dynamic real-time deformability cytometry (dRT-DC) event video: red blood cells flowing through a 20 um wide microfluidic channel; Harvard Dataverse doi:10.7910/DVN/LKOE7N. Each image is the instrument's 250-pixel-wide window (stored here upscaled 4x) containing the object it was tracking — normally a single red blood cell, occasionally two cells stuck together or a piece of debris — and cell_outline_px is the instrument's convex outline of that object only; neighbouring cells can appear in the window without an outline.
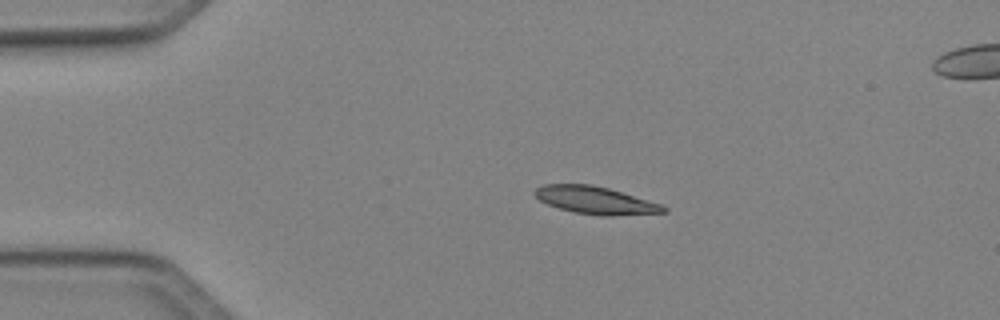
{"species": "Egyptian fruit bat (a non-hibernating species)", "species_latin": "Rousettus aegyptiacus", "temperature_condition": "cold", "stored_images_in_passage": 40, "camera_frame_rate_fps": 3000, "um_per_image_px": 0.085, "animal": {"sex": "female"}, "frame": {"image": 1, "passage_image": 1, "time_ms": 0.0, "image_size_px": [1000, 320], "cell_outline_px": [[668, 212], [608, 216], [604, 216], [572, 212], [548, 204], [540, 200], [532, 192], [536, 188], [544, 184], [592, 184], [608, 188], [660, 204], [668, 208]], "centroid_in_image_um": [50.59, 17.02], "position_along_channel_um": 34.4, "area_um2": 20.46}}
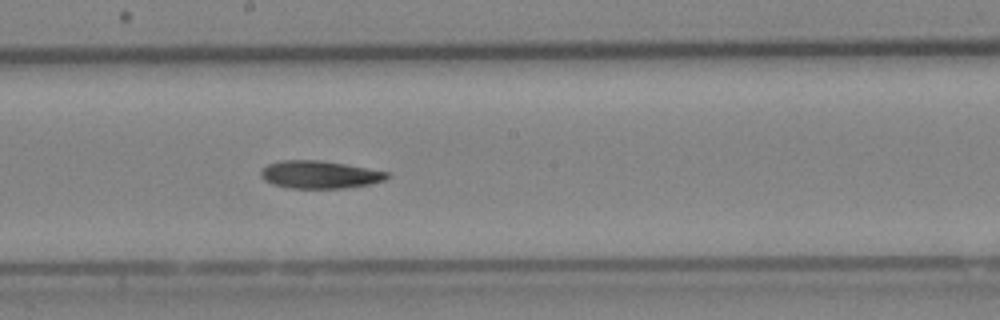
{"frame": {"image": 2, "passage_image": 18, "time_ms": 5.667, "image_size_px": [1000, 320], "cell_outline_px": [[388, 176], [384, 180], [372, 184], [344, 188], [292, 188], [272, 184], [264, 180], [260, 176], [260, 172], [268, 164], [280, 160], [320, 160], [344, 164], [388, 172]], "centroid_in_image_um": [27.14, 14.84], "position_along_channel_um": 221.1, "area_um2": 20.23}}
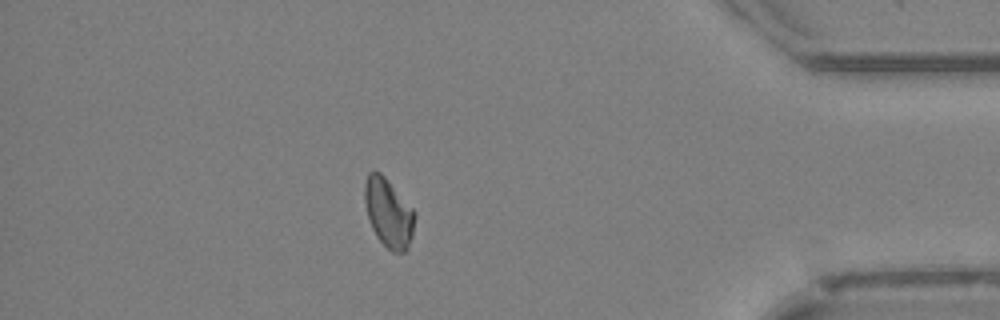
{"frame": {"image": 3, "passage_image": 34, "time_ms": 11.0, "image_size_px": [1000, 320], "cell_outline_px": [[416, 216], [412, 236], [408, 248], [404, 252], [392, 252], [376, 236], [372, 228], [368, 216], [364, 200], [364, 184], [368, 172], [380, 172], [384, 176], [416, 212]], "centroid_in_image_um": [33.03, 18.1], "position_along_channel_um": 402.2, "area_um2": 20.0}, "authors_computed_cell_mechanics": {"area_um2": 20.2011, "velocity_mm_per_s": 4.1159, "shape_relaxation_time_tau1_ms": 9.2847, "shape_relaxation_time_tau2_ms": null, "deformation_change_tau1": 0.1783, "deformation_change_tau2": null}}